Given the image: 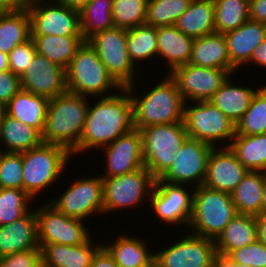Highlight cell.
Here are the masks:
<instances>
[{
  "mask_svg": "<svg viewBox=\"0 0 266 267\" xmlns=\"http://www.w3.org/2000/svg\"><path fill=\"white\" fill-rule=\"evenodd\" d=\"M119 92L124 94L101 97L92 107L89 104L79 145L72 155L105 147L134 128L130 92L127 88Z\"/></svg>",
  "mask_w": 266,
  "mask_h": 267,
  "instance_id": "obj_1",
  "label": "cell"
},
{
  "mask_svg": "<svg viewBox=\"0 0 266 267\" xmlns=\"http://www.w3.org/2000/svg\"><path fill=\"white\" fill-rule=\"evenodd\" d=\"M86 98L67 91L49 99L43 143L60 145L70 152L79 145L89 107Z\"/></svg>",
  "mask_w": 266,
  "mask_h": 267,
  "instance_id": "obj_2",
  "label": "cell"
},
{
  "mask_svg": "<svg viewBox=\"0 0 266 267\" xmlns=\"http://www.w3.org/2000/svg\"><path fill=\"white\" fill-rule=\"evenodd\" d=\"M133 103V125L142 129L150 125L183 123L185 100L177 89L175 81L169 76L154 85L141 98L132 96L135 87H126Z\"/></svg>",
  "mask_w": 266,
  "mask_h": 267,
  "instance_id": "obj_3",
  "label": "cell"
},
{
  "mask_svg": "<svg viewBox=\"0 0 266 267\" xmlns=\"http://www.w3.org/2000/svg\"><path fill=\"white\" fill-rule=\"evenodd\" d=\"M190 233L216 240L226 225L238 214L230 193L204 185L192 189Z\"/></svg>",
  "mask_w": 266,
  "mask_h": 267,
  "instance_id": "obj_4",
  "label": "cell"
},
{
  "mask_svg": "<svg viewBox=\"0 0 266 267\" xmlns=\"http://www.w3.org/2000/svg\"><path fill=\"white\" fill-rule=\"evenodd\" d=\"M66 83L69 92L86 97L111 96L114 93L110 94V90L122 89L88 41L83 42L71 59L66 69Z\"/></svg>",
  "mask_w": 266,
  "mask_h": 267,
  "instance_id": "obj_5",
  "label": "cell"
},
{
  "mask_svg": "<svg viewBox=\"0 0 266 267\" xmlns=\"http://www.w3.org/2000/svg\"><path fill=\"white\" fill-rule=\"evenodd\" d=\"M72 153L65 147L41 143L22 152L23 190L33 199L60 178Z\"/></svg>",
  "mask_w": 266,
  "mask_h": 267,
  "instance_id": "obj_6",
  "label": "cell"
},
{
  "mask_svg": "<svg viewBox=\"0 0 266 267\" xmlns=\"http://www.w3.org/2000/svg\"><path fill=\"white\" fill-rule=\"evenodd\" d=\"M139 131L144 166L158 179L172 165L188 137L184 123L150 125Z\"/></svg>",
  "mask_w": 266,
  "mask_h": 267,
  "instance_id": "obj_7",
  "label": "cell"
},
{
  "mask_svg": "<svg viewBox=\"0 0 266 267\" xmlns=\"http://www.w3.org/2000/svg\"><path fill=\"white\" fill-rule=\"evenodd\" d=\"M126 40L127 29L119 27L98 32L87 40L122 88L135 84L136 67L130 59Z\"/></svg>",
  "mask_w": 266,
  "mask_h": 267,
  "instance_id": "obj_8",
  "label": "cell"
},
{
  "mask_svg": "<svg viewBox=\"0 0 266 267\" xmlns=\"http://www.w3.org/2000/svg\"><path fill=\"white\" fill-rule=\"evenodd\" d=\"M184 107L183 123L188 137L218 147L216 142L236 135V125L210 101L195 102Z\"/></svg>",
  "mask_w": 266,
  "mask_h": 267,
  "instance_id": "obj_9",
  "label": "cell"
},
{
  "mask_svg": "<svg viewBox=\"0 0 266 267\" xmlns=\"http://www.w3.org/2000/svg\"><path fill=\"white\" fill-rule=\"evenodd\" d=\"M155 180L145 166L128 174L102 177L104 214L147 202L145 196L150 197Z\"/></svg>",
  "mask_w": 266,
  "mask_h": 267,
  "instance_id": "obj_10",
  "label": "cell"
},
{
  "mask_svg": "<svg viewBox=\"0 0 266 267\" xmlns=\"http://www.w3.org/2000/svg\"><path fill=\"white\" fill-rule=\"evenodd\" d=\"M53 1L29 0L31 35L82 36L79 11Z\"/></svg>",
  "mask_w": 266,
  "mask_h": 267,
  "instance_id": "obj_11",
  "label": "cell"
},
{
  "mask_svg": "<svg viewBox=\"0 0 266 267\" xmlns=\"http://www.w3.org/2000/svg\"><path fill=\"white\" fill-rule=\"evenodd\" d=\"M42 207L36 209L39 244L74 246L90 240V232L83 220L66 216L49 202Z\"/></svg>",
  "mask_w": 266,
  "mask_h": 267,
  "instance_id": "obj_12",
  "label": "cell"
},
{
  "mask_svg": "<svg viewBox=\"0 0 266 267\" xmlns=\"http://www.w3.org/2000/svg\"><path fill=\"white\" fill-rule=\"evenodd\" d=\"M168 73L186 104L188 99L192 102L210 101L231 75L227 69L200 67L190 63Z\"/></svg>",
  "mask_w": 266,
  "mask_h": 267,
  "instance_id": "obj_13",
  "label": "cell"
},
{
  "mask_svg": "<svg viewBox=\"0 0 266 267\" xmlns=\"http://www.w3.org/2000/svg\"><path fill=\"white\" fill-rule=\"evenodd\" d=\"M50 204L66 216L83 221L94 213L104 214L102 177L77 178Z\"/></svg>",
  "mask_w": 266,
  "mask_h": 267,
  "instance_id": "obj_14",
  "label": "cell"
},
{
  "mask_svg": "<svg viewBox=\"0 0 266 267\" xmlns=\"http://www.w3.org/2000/svg\"><path fill=\"white\" fill-rule=\"evenodd\" d=\"M212 149L213 146L207 143L187 137L179 150V155L159 179L171 184L193 183V188L203 185Z\"/></svg>",
  "mask_w": 266,
  "mask_h": 267,
  "instance_id": "obj_15",
  "label": "cell"
},
{
  "mask_svg": "<svg viewBox=\"0 0 266 267\" xmlns=\"http://www.w3.org/2000/svg\"><path fill=\"white\" fill-rule=\"evenodd\" d=\"M217 254L215 240L192 233L161 252H155L156 267H211Z\"/></svg>",
  "mask_w": 266,
  "mask_h": 267,
  "instance_id": "obj_16",
  "label": "cell"
},
{
  "mask_svg": "<svg viewBox=\"0 0 266 267\" xmlns=\"http://www.w3.org/2000/svg\"><path fill=\"white\" fill-rule=\"evenodd\" d=\"M185 185L155 180L149 197L150 206L159 220L171 224L190 223L193 192H187Z\"/></svg>",
  "mask_w": 266,
  "mask_h": 267,
  "instance_id": "obj_17",
  "label": "cell"
},
{
  "mask_svg": "<svg viewBox=\"0 0 266 267\" xmlns=\"http://www.w3.org/2000/svg\"><path fill=\"white\" fill-rule=\"evenodd\" d=\"M22 89L52 99L68 91L66 70L36 53L20 77Z\"/></svg>",
  "mask_w": 266,
  "mask_h": 267,
  "instance_id": "obj_18",
  "label": "cell"
},
{
  "mask_svg": "<svg viewBox=\"0 0 266 267\" xmlns=\"http://www.w3.org/2000/svg\"><path fill=\"white\" fill-rule=\"evenodd\" d=\"M103 148L106 152V173L101 177L128 174L144 167L142 137L139 129L133 128Z\"/></svg>",
  "mask_w": 266,
  "mask_h": 267,
  "instance_id": "obj_19",
  "label": "cell"
},
{
  "mask_svg": "<svg viewBox=\"0 0 266 267\" xmlns=\"http://www.w3.org/2000/svg\"><path fill=\"white\" fill-rule=\"evenodd\" d=\"M218 149V150H217ZM249 170L237 159L230 147H213L207 161L204 186L232 193Z\"/></svg>",
  "mask_w": 266,
  "mask_h": 267,
  "instance_id": "obj_20",
  "label": "cell"
},
{
  "mask_svg": "<svg viewBox=\"0 0 266 267\" xmlns=\"http://www.w3.org/2000/svg\"><path fill=\"white\" fill-rule=\"evenodd\" d=\"M230 64L237 70L249 64L255 48L266 39V24L249 19L237 29L224 33Z\"/></svg>",
  "mask_w": 266,
  "mask_h": 267,
  "instance_id": "obj_21",
  "label": "cell"
},
{
  "mask_svg": "<svg viewBox=\"0 0 266 267\" xmlns=\"http://www.w3.org/2000/svg\"><path fill=\"white\" fill-rule=\"evenodd\" d=\"M37 248L40 247L36 209L14 222L0 226V257Z\"/></svg>",
  "mask_w": 266,
  "mask_h": 267,
  "instance_id": "obj_22",
  "label": "cell"
},
{
  "mask_svg": "<svg viewBox=\"0 0 266 267\" xmlns=\"http://www.w3.org/2000/svg\"><path fill=\"white\" fill-rule=\"evenodd\" d=\"M91 239L81 245L39 244L41 264L45 267H90L102 244L93 245Z\"/></svg>",
  "mask_w": 266,
  "mask_h": 267,
  "instance_id": "obj_23",
  "label": "cell"
},
{
  "mask_svg": "<svg viewBox=\"0 0 266 267\" xmlns=\"http://www.w3.org/2000/svg\"><path fill=\"white\" fill-rule=\"evenodd\" d=\"M189 63L200 67L227 69L232 74L236 71L230 64L227 41L221 33L195 38Z\"/></svg>",
  "mask_w": 266,
  "mask_h": 267,
  "instance_id": "obj_24",
  "label": "cell"
},
{
  "mask_svg": "<svg viewBox=\"0 0 266 267\" xmlns=\"http://www.w3.org/2000/svg\"><path fill=\"white\" fill-rule=\"evenodd\" d=\"M194 38L185 35L175 25L157 27V55L173 69L189 63Z\"/></svg>",
  "mask_w": 266,
  "mask_h": 267,
  "instance_id": "obj_25",
  "label": "cell"
},
{
  "mask_svg": "<svg viewBox=\"0 0 266 267\" xmlns=\"http://www.w3.org/2000/svg\"><path fill=\"white\" fill-rule=\"evenodd\" d=\"M49 99L21 89L4 107L10 117L36 128L41 134L44 131Z\"/></svg>",
  "mask_w": 266,
  "mask_h": 267,
  "instance_id": "obj_26",
  "label": "cell"
},
{
  "mask_svg": "<svg viewBox=\"0 0 266 267\" xmlns=\"http://www.w3.org/2000/svg\"><path fill=\"white\" fill-rule=\"evenodd\" d=\"M146 245L139 237L127 235L119 236L108 245L102 244L118 267H156L155 253L149 252Z\"/></svg>",
  "mask_w": 266,
  "mask_h": 267,
  "instance_id": "obj_27",
  "label": "cell"
},
{
  "mask_svg": "<svg viewBox=\"0 0 266 267\" xmlns=\"http://www.w3.org/2000/svg\"><path fill=\"white\" fill-rule=\"evenodd\" d=\"M175 26L192 38L215 33V9L213 0H192Z\"/></svg>",
  "mask_w": 266,
  "mask_h": 267,
  "instance_id": "obj_28",
  "label": "cell"
},
{
  "mask_svg": "<svg viewBox=\"0 0 266 267\" xmlns=\"http://www.w3.org/2000/svg\"><path fill=\"white\" fill-rule=\"evenodd\" d=\"M257 239L256 217L237 214L215 240L217 253L229 255L232 251L247 246Z\"/></svg>",
  "mask_w": 266,
  "mask_h": 267,
  "instance_id": "obj_29",
  "label": "cell"
},
{
  "mask_svg": "<svg viewBox=\"0 0 266 267\" xmlns=\"http://www.w3.org/2000/svg\"><path fill=\"white\" fill-rule=\"evenodd\" d=\"M0 141L6 153H22L42 143V134L34 127L10 117L5 112L0 119Z\"/></svg>",
  "mask_w": 266,
  "mask_h": 267,
  "instance_id": "obj_30",
  "label": "cell"
},
{
  "mask_svg": "<svg viewBox=\"0 0 266 267\" xmlns=\"http://www.w3.org/2000/svg\"><path fill=\"white\" fill-rule=\"evenodd\" d=\"M36 53L67 69L78 48L85 41L82 36L31 35Z\"/></svg>",
  "mask_w": 266,
  "mask_h": 267,
  "instance_id": "obj_31",
  "label": "cell"
},
{
  "mask_svg": "<svg viewBox=\"0 0 266 267\" xmlns=\"http://www.w3.org/2000/svg\"><path fill=\"white\" fill-rule=\"evenodd\" d=\"M258 90L232 85L228 79L210 100L235 125L249 109Z\"/></svg>",
  "mask_w": 266,
  "mask_h": 267,
  "instance_id": "obj_32",
  "label": "cell"
},
{
  "mask_svg": "<svg viewBox=\"0 0 266 267\" xmlns=\"http://www.w3.org/2000/svg\"><path fill=\"white\" fill-rule=\"evenodd\" d=\"M264 179L261 171H248L231 193L238 214L261 215Z\"/></svg>",
  "mask_w": 266,
  "mask_h": 267,
  "instance_id": "obj_33",
  "label": "cell"
},
{
  "mask_svg": "<svg viewBox=\"0 0 266 267\" xmlns=\"http://www.w3.org/2000/svg\"><path fill=\"white\" fill-rule=\"evenodd\" d=\"M31 17L27 8L0 12V51L9 54L16 46L31 39Z\"/></svg>",
  "mask_w": 266,
  "mask_h": 267,
  "instance_id": "obj_34",
  "label": "cell"
},
{
  "mask_svg": "<svg viewBox=\"0 0 266 267\" xmlns=\"http://www.w3.org/2000/svg\"><path fill=\"white\" fill-rule=\"evenodd\" d=\"M226 147L249 171H263L266 167V134L235 135Z\"/></svg>",
  "mask_w": 266,
  "mask_h": 267,
  "instance_id": "obj_35",
  "label": "cell"
},
{
  "mask_svg": "<svg viewBox=\"0 0 266 267\" xmlns=\"http://www.w3.org/2000/svg\"><path fill=\"white\" fill-rule=\"evenodd\" d=\"M113 0H89L79 11L81 33L85 41L98 32L114 28Z\"/></svg>",
  "mask_w": 266,
  "mask_h": 267,
  "instance_id": "obj_36",
  "label": "cell"
},
{
  "mask_svg": "<svg viewBox=\"0 0 266 267\" xmlns=\"http://www.w3.org/2000/svg\"><path fill=\"white\" fill-rule=\"evenodd\" d=\"M215 33L237 29L250 19L249 0H213Z\"/></svg>",
  "mask_w": 266,
  "mask_h": 267,
  "instance_id": "obj_37",
  "label": "cell"
},
{
  "mask_svg": "<svg viewBox=\"0 0 266 267\" xmlns=\"http://www.w3.org/2000/svg\"><path fill=\"white\" fill-rule=\"evenodd\" d=\"M127 50L134 65L157 56V27L143 24L127 29Z\"/></svg>",
  "mask_w": 266,
  "mask_h": 267,
  "instance_id": "obj_38",
  "label": "cell"
},
{
  "mask_svg": "<svg viewBox=\"0 0 266 267\" xmlns=\"http://www.w3.org/2000/svg\"><path fill=\"white\" fill-rule=\"evenodd\" d=\"M192 0H148L145 24L153 27L175 25Z\"/></svg>",
  "mask_w": 266,
  "mask_h": 267,
  "instance_id": "obj_39",
  "label": "cell"
},
{
  "mask_svg": "<svg viewBox=\"0 0 266 267\" xmlns=\"http://www.w3.org/2000/svg\"><path fill=\"white\" fill-rule=\"evenodd\" d=\"M266 134V86L253 96L249 109L236 124V135Z\"/></svg>",
  "mask_w": 266,
  "mask_h": 267,
  "instance_id": "obj_40",
  "label": "cell"
},
{
  "mask_svg": "<svg viewBox=\"0 0 266 267\" xmlns=\"http://www.w3.org/2000/svg\"><path fill=\"white\" fill-rule=\"evenodd\" d=\"M32 199L24 190L0 188V226L7 225L25 216Z\"/></svg>",
  "mask_w": 266,
  "mask_h": 267,
  "instance_id": "obj_41",
  "label": "cell"
},
{
  "mask_svg": "<svg viewBox=\"0 0 266 267\" xmlns=\"http://www.w3.org/2000/svg\"><path fill=\"white\" fill-rule=\"evenodd\" d=\"M148 0H113L112 19L115 27L131 29L145 24Z\"/></svg>",
  "mask_w": 266,
  "mask_h": 267,
  "instance_id": "obj_42",
  "label": "cell"
},
{
  "mask_svg": "<svg viewBox=\"0 0 266 267\" xmlns=\"http://www.w3.org/2000/svg\"><path fill=\"white\" fill-rule=\"evenodd\" d=\"M0 188L23 190L22 153H6L0 148Z\"/></svg>",
  "mask_w": 266,
  "mask_h": 267,
  "instance_id": "obj_43",
  "label": "cell"
},
{
  "mask_svg": "<svg viewBox=\"0 0 266 267\" xmlns=\"http://www.w3.org/2000/svg\"><path fill=\"white\" fill-rule=\"evenodd\" d=\"M228 256L235 263L251 267H266V245L258 239L247 246L232 251Z\"/></svg>",
  "mask_w": 266,
  "mask_h": 267,
  "instance_id": "obj_44",
  "label": "cell"
},
{
  "mask_svg": "<svg viewBox=\"0 0 266 267\" xmlns=\"http://www.w3.org/2000/svg\"><path fill=\"white\" fill-rule=\"evenodd\" d=\"M36 54L35 45L32 39L16 46L9 54V70L21 77L27 70L29 63Z\"/></svg>",
  "mask_w": 266,
  "mask_h": 267,
  "instance_id": "obj_45",
  "label": "cell"
},
{
  "mask_svg": "<svg viewBox=\"0 0 266 267\" xmlns=\"http://www.w3.org/2000/svg\"><path fill=\"white\" fill-rule=\"evenodd\" d=\"M41 265V249H32L0 257V267H38Z\"/></svg>",
  "mask_w": 266,
  "mask_h": 267,
  "instance_id": "obj_46",
  "label": "cell"
},
{
  "mask_svg": "<svg viewBox=\"0 0 266 267\" xmlns=\"http://www.w3.org/2000/svg\"><path fill=\"white\" fill-rule=\"evenodd\" d=\"M22 89L20 77L10 70L0 72V103L6 106Z\"/></svg>",
  "mask_w": 266,
  "mask_h": 267,
  "instance_id": "obj_47",
  "label": "cell"
},
{
  "mask_svg": "<svg viewBox=\"0 0 266 267\" xmlns=\"http://www.w3.org/2000/svg\"><path fill=\"white\" fill-rule=\"evenodd\" d=\"M249 12L251 20L266 24V0H251Z\"/></svg>",
  "mask_w": 266,
  "mask_h": 267,
  "instance_id": "obj_48",
  "label": "cell"
},
{
  "mask_svg": "<svg viewBox=\"0 0 266 267\" xmlns=\"http://www.w3.org/2000/svg\"><path fill=\"white\" fill-rule=\"evenodd\" d=\"M90 267H118L113 257L102 246L94 255Z\"/></svg>",
  "mask_w": 266,
  "mask_h": 267,
  "instance_id": "obj_49",
  "label": "cell"
},
{
  "mask_svg": "<svg viewBox=\"0 0 266 267\" xmlns=\"http://www.w3.org/2000/svg\"><path fill=\"white\" fill-rule=\"evenodd\" d=\"M29 0H0V12H14L27 8Z\"/></svg>",
  "mask_w": 266,
  "mask_h": 267,
  "instance_id": "obj_50",
  "label": "cell"
},
{
  "mask_svg": "<svg viewBox=\"0 0 266 267\" xmlns=\"http://www.w3.org/2000/svg\"><path fill=\"white\" fill-rule=\"evenodd\" d=\"M251 62L258 64L259 66H263L266 68V39L263 40L254 50L250 64Z\"/></svg>",
  "mask_w": 266,
  "mask_h": 267,
  "instance_id": "obj_51",
  "label": "cell"
},
{
  "mask_svg": "<svg viewBox=\"0 0 266 267\" xmlns=\"http://www.w3.org/2000/svg\"><path fill=\"white\" fill-rule=\"evenodd\" d=\"M257 239L266 245V215L256 216Z\"/></svg>",
  "mask_w": 266,
  "mask_h": 267,
  "instance_id": "obj_52",
  "label": "cell"
},
{
  "mask_svg": "<svg viewBox=\"0 0 266 267\" xmlns=\"http://www.w3.org/2000/svg\"><path fill=\"white\" fill-rule=\"evenodd\" d=\"M211 267H238L229 256L217 253Z\"/></svg>",
  "mask_w": 266,
  "mask_h": 267,
  "instance_id": "obj_53",
  "label": "cell"
},
{
  "mask_svg": "<svg viewBox=\"0 0 266 267\" xmlns=\"http://www.w3.org/2000/svg\"><path fill=\"white\" fill-rule=\"evenodd\" d=\"M56 2L62 4L63 6L80 11L89 0H55Z\"/></svg>",
  "mask_w": 266,
  "mask_h": 267,
  "instance_id": "obj_54",
  "label": "cell"
},
{
  "mask_svg": "<svg viewBox=\"0 0 266 267\" xmlns=\"http://www.w3.org/2000/svg\"><path fill=\"white\" fill-rule=\"evenodd\" d=\"M9 70L8 54L0 51V72Z\"/></svg>",
  "mask_w": 266,
  "mask_h": 267,
  "instance_id": "obj_55",
  "label": "cell"
},
{
  "mask_svg": "<svg viewBox=\"0 0 266 267\" xmlns=\"http://www.w3.org/2000/svg\"><path fill=\"white\" fill-rule=\"evenodd\" d=\"M261 214L266 215V178L264 179V185H263V201H262Z\"/></svg>",
  "mask_w": 266,
  "mask_h": 267,
  "instance_id": "obj_56",
  "label": "cell"
},
{
  "mask_svg": "<svg viewBox=\"0 0 266 267\" xmlns=\"http://www.w3.org/2000/svg\"><path fill=\"white\" fill-rule=\"evenodd\" d=\"M3 113H4V106H2V104L0 103V119Z\"/></svg>",
  "mask_w": 266,
  "mask_h": 267,
  "instance_id": "obj_57",
  "label": "cell"
},
{
  "mask_svg": "<svg viewBox=\"0 0 266 267\" xmlns=\"http://www.w3.org/2000/svg\"><path fill=\"white\" fill-rule=\"evenodd\" d=\"M238 267H251V266L243 265V264H239V263H238Z\"/></svg>",
  "mask_w": 266,
  "mask_h": 267,
  "instance_id": "obj_58",
  "label": "cell"
},
{
  "mask_svg": "<svg viewBox=\"0 0 266 267\" xmlns=\"http://www.w3.org/2000/svg\"><path fill=\"white\" fill-rule=\"evenodd\" d=\"M262 173H263L264 177L266 178V167L263 169Z\"/></svg>",
  "mask_w": 266,
  "mask_h": 267,
  "instance_id": "obj_59",
  "label": "cell"
}]
</instances>
